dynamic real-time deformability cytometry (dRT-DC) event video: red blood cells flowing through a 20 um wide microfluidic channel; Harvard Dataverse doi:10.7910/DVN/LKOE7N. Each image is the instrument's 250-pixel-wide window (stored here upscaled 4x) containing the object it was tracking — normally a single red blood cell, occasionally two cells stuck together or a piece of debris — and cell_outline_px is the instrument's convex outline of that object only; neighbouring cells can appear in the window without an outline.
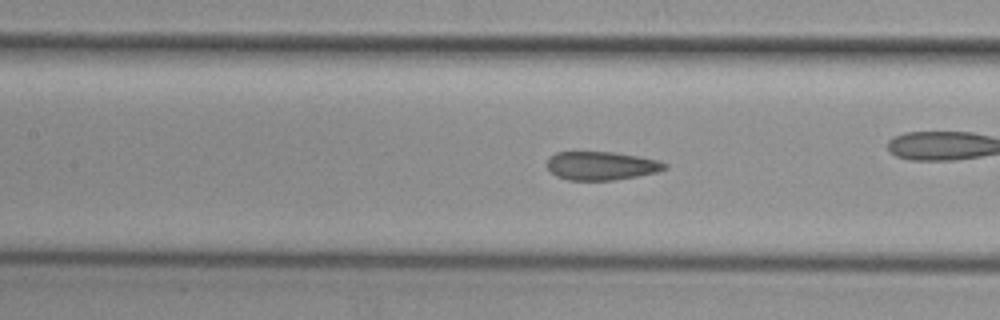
{"species": "common noctule bat (a hibernating species)", "species_latin": "Nyctalus noctula", "temperature_condition": "cold", "stored_images_in_passage": 55, "camera_frame_rate_fps": 3000, "um_per_image_px": 0.085, "animal": {"sex": "female", "body_mass_g": 29.2, "forearm_length_mm": 56.3}, "frame": {"image": 1, "passage_image": 24, "time_ms": 7.667, "image_size_px": [1000, 320], "cell_outline_px": [[668, 168], [656, 172], [636, 176], [612, 180], [568, 180], [556, 176], [548, 168], [548, 156], [556, 152], [612, 152], [640, 156], [660, 160], [668, 164]], "centroid_in_image_um": [51.13, 14.08], "position_along_channel_um": 156.3, "area_um2": 19.59}, "authors_computed_cell_mechanics": {"area_um2": 20.519, "velocity_mm_per_s": 3.7342, "shape_relaxation_time_tau1_ms": null, "shape_relaxation_time_tau2_ms": 1.3726, "deformation_change_tau1": null, "deformation_change_tau2": 0.0602}}